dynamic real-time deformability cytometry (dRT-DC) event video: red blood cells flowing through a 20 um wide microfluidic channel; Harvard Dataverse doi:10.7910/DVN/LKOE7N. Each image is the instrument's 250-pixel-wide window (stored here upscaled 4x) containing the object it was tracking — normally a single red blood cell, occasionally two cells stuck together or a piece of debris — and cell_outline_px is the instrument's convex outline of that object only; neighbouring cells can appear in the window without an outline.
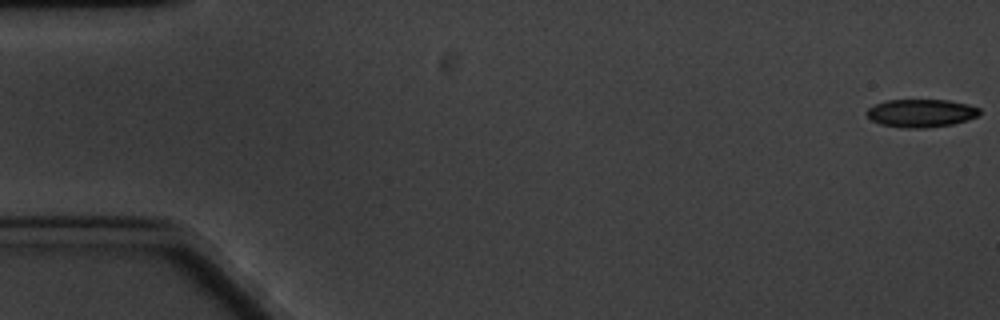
{"species": "common noctule bat (a hibernating species)", "species_latin": "Nyctalus noctula", "temperature_condition": "cold", "stored_images_in_passage": 58, "camera_frame_rate_fps": 3000, "um_per_image_px": 0.085, "animal": {"sex": "male", "body_mass_g": 20.1, "forearm_length_mm": 53.5}, "frame": {"image": 1, "passage_image": 1, "time_ms": 0.0, "image_size_px": [1000, 320], "cell_outline_px": [[980, 112], [976, 116], [952, 124], [924, 128], [904, 128], [880, 124], [872, 120], [864, 112], [868, 108], [876, 104], [888, 100], [948, 100], [968, 104], [980, 108]], "centroid_in_image_um": [78.26, 9.61], "position_along_channel_um": 6.7, "area_um2": 18.26}}
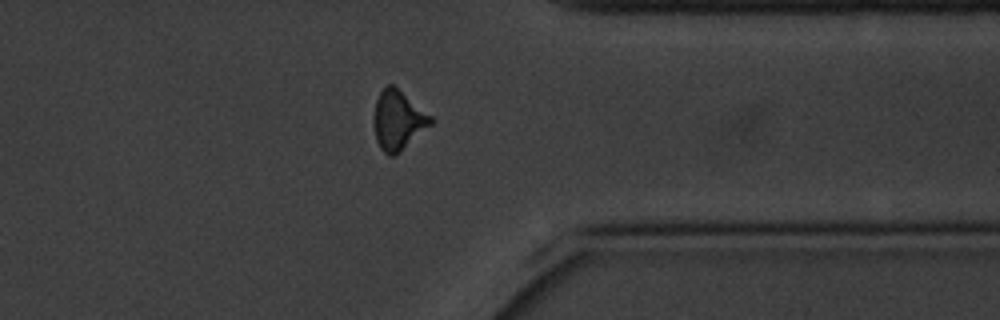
{"frame": {"image": 2, "passage_image": 48, "time_ms": 15.667, "image_size_px": [1000, 320], "cell_outline_px": [[436, 120], [432, 124], [400, 152], [392, 156], [388, 156], [380, 148], [376, 140], [372, 120], [376, 100], [380, 92], [388, 84], [392, 84], [432, 116]], "centroid_in_image_um": [33.83, 10.24], "position_along_channel_um": 377.6, "area_um2": 19.77}}
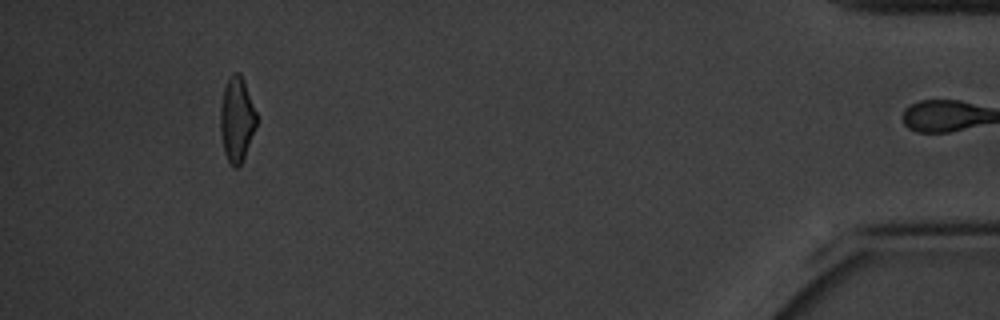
{"frame": {"image": 3, "passage_image": 57, "time_ms": 18.667, "image_size_px": [1000, 320], "cell_outline_px": [[256, 128], [244, 156], [240, 164], [236, 168], [228, 160], [224, 152], [220, 132], [220, 108], [224, 88], [228, 76], [232, 72], [240, 72], [244, 80], [256, 112]], "centroid_in_image_um": [20.11, 10.09], "position_along_channel_um": 415.1, "area_um2": 17.8}, "authors_computed_cell_mechanics": {"area_um2": 19.0451, "velocity_mm_per_s": 3.2625, "shape_relaxation_time_tau1_ms": 4.2703, "shape_relaxation_time_tau2_ms": 2.9374, "deformation_change_tau1": 0.1405, "deformation_change_tau2": 0.11}}